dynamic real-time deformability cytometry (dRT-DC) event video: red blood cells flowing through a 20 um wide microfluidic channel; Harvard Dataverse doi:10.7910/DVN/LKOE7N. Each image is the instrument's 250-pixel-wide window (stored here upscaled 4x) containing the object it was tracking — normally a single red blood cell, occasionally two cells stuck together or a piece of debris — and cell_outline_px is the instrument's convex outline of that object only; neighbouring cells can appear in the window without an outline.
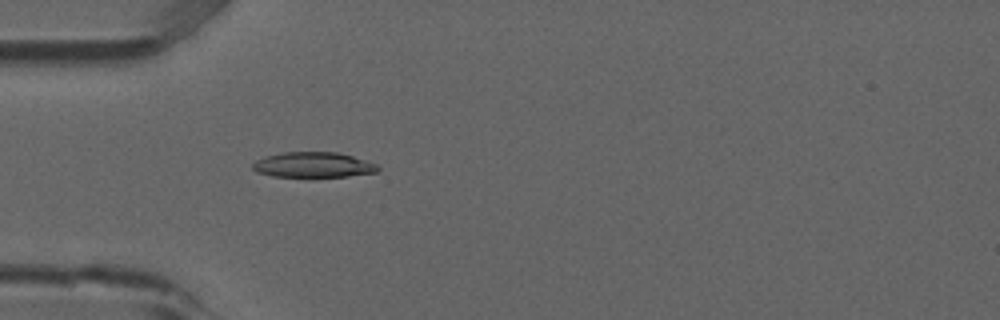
{"species": "common noctule bat (a hibernating species)", "species_latin": "Nyctalus noctula", "temperature_condition": "room temperature", "stored_images_in_passage": 4, "camera_frame_rate_fps": 3000, "um_per_image_px": 0.085, "animal": {"sex": "male", "forearm_length_mm": 52.5}, "frame": {"image": 1, "passage_image": 4, "time_ms": 1.0, "image_size_px": [1000, 320], "cell_outline_px": [[380, 168], [376, 172], [348, 176], [272, 176], [256, 172], [252, 168], [252, 164], [256, 160], [264, 156], [284, 152], [336, 152], [352, 156], [376, 164]], "centroid_in_image_um": [26.59, 14.0], "position_along_channel_um": 58.4, "area_um2": 18.26}}